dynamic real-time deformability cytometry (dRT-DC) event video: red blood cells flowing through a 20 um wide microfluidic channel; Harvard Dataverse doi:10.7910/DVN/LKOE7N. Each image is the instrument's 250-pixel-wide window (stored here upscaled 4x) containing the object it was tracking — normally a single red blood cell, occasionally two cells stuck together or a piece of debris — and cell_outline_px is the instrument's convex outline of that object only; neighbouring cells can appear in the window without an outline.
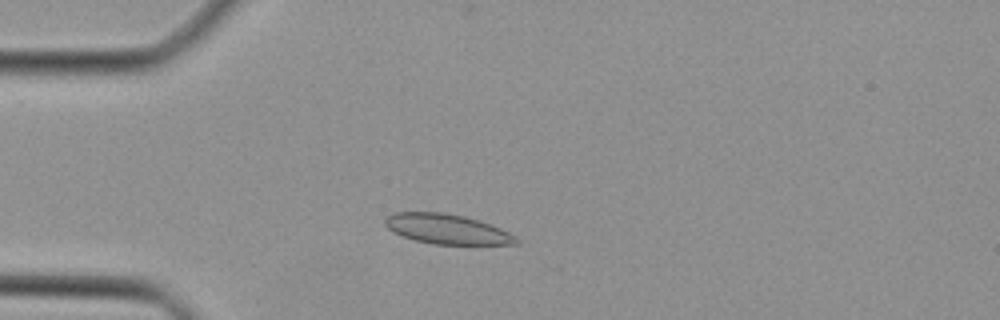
{"species": "Egyptian fruit bat (a non-hibernating species)", "species_latin": "Rousettus aegyptiacus", "temperature_condition": "cold", "stored_images_in_passage": 35, "camera_frame_rate_fps": 3000, "um_per_image_px": 0.085, "animal": {"sex": "female"}, "frame": {"image": 1, "passage_image": 2, "time_ms": 0.333, "image_size_px": [1000, 320], "cell_outline_px": [[520, 244], [432, 244], [416, 240], [392, 232], [384, 224], [384, 216], [396, 212], [444, 212], [464, 216], [500, 228], [516, 236], [520, 240]], "centroid_in_image_um": [37.96, 19.47], "position_along_channel_um": 47.0, "area_um2": 22.77}}
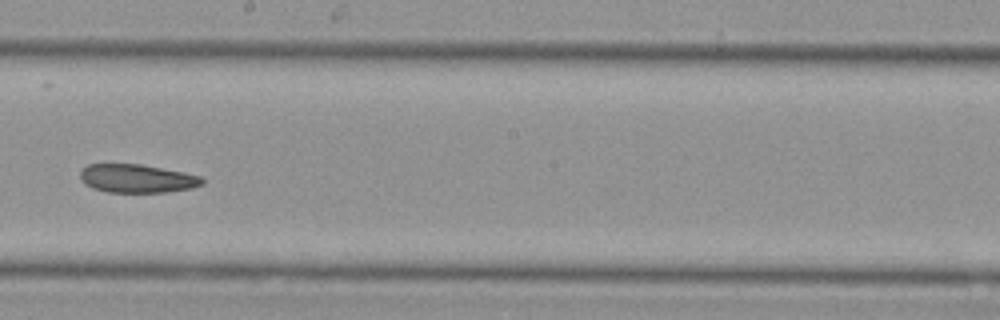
{"frame": {"image": 2, "passage_image": 16, "time_ms": 5.0, "image_size_px": [1000, 320], "cell_outline_px": [[204, 184], [192, 188], [168, 192], [108, 192], [92, 188], [84, 184], [80, 180], [80, 172], [88, 164], [140, 164], [184, 172], [200, 176], [204, 180]], "centroid_in_image_um": [11.65, 15.18], "position_along_channel_um": 236.6, "area_um2": 20.29}}
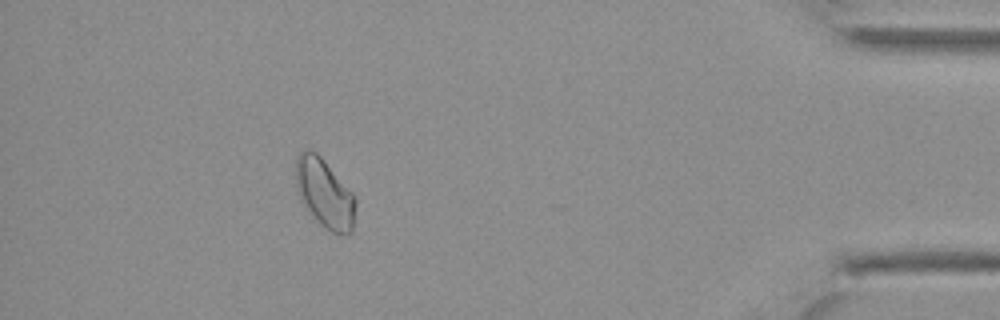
{"frame": {"image": 3, "passage_image": 31, "time_ms": 10.0, "image_size_px": [1000, 320], "cell_outline_px": [[356, 204], [352, 232], [340, 236], [332, 232], [320, 224], [308, 212], [300, 200], [296, 188], [296, 156], [304, 148], [312, 148], [324, 160], [356, 196]], "centroid_in_image_um": [27.58, 16.42], "position_along_channel_um": 407.6, "area_um2": 24.45}}